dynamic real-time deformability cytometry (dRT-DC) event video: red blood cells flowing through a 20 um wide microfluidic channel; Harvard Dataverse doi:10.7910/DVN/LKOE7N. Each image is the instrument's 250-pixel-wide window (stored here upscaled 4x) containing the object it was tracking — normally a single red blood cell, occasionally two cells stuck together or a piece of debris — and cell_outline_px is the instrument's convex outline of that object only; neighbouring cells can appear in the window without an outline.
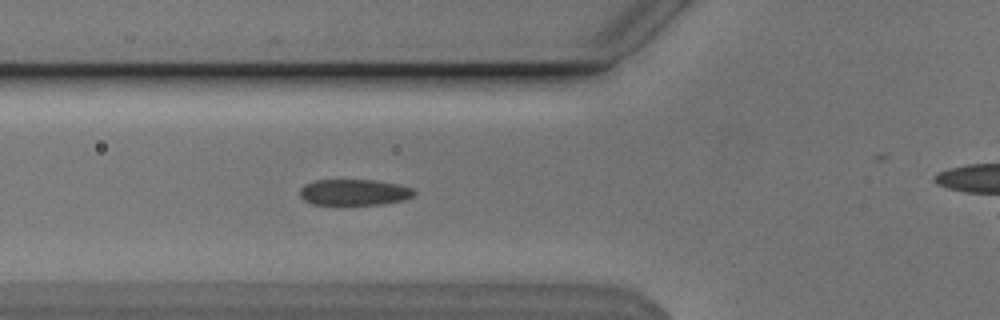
{"species": "Egyptian fruit bat (a non-hibernating species)", "species_latin": "Rousettus aegyptiacus", "temperature_condition": "cold", "stored_images_in_passage": 31, "camera_frame_rate_fps": 3000, "um_per_image_px": 0.085, "animal": {"sex": "male"}, "frame": {"image": 1, "passage_image": 5, "time_ms": 1.333, "image_size_px": [1000, 320], "cell_outline_px": [[416, 192], [412, 196], [404, 200], [384, 204], [312, 204], [304, 200], [300, 196], [300, 188], [304, 184], [316, 180], [372, 180], [396, 184], [412, 188]], "centroid_in_image_um": [30.08, 16.34], "position_along_channel_um": 95.7, "area_um2": 17.22}}
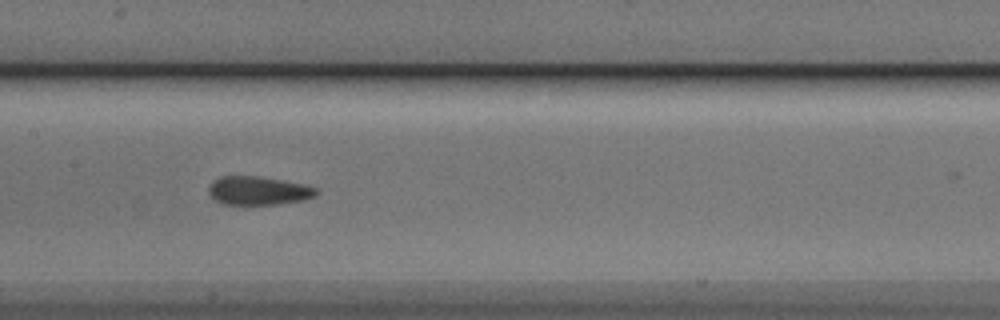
{"frame": {"image": 2, "passage_image": 12, "time_ms": 3.667, "image_size_px": [1000, 320], "cell_outline_px": [[320, 192], [316, 196], [304, 200], [276, 204], [224, 204], [216, 200], [208, 192], [208, 188], [220, 176], [256, 176], [280, 180], [300, 184], [316, 188]], "centroid_in_image_um": [21.98, 16.21], "position_along_channel_um": 185.4, "area_um2": 17.57}}
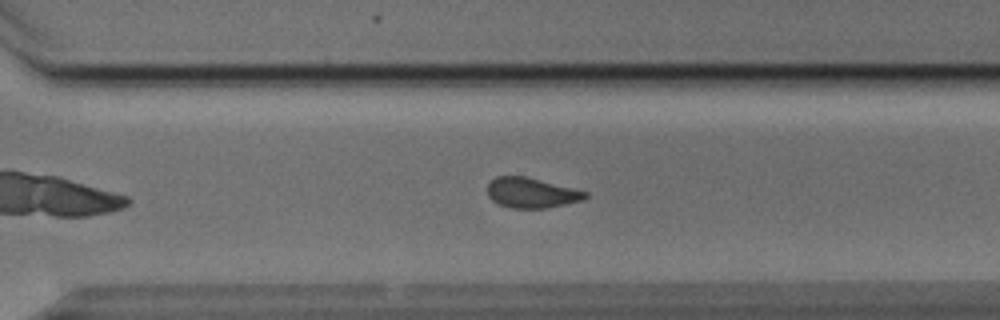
{"frame": {"image": 3, "passage_image": 23, "time_ms": 7.333, "image_size_px": [1000, 320], "cell_outline_px": [[588, 196], [584, 200], [544, 208], [512, 208], [500, 204], [492, 200], [488, 196], [488, 184], [496, 176], [524, 176], [588, 192]], "centroid_in_image_um": [45.17, 16.39], "position_along_channel_um": 325.4, "area_um2": 16.94}, "authors_computed_cell_mechanics": {"area_um2": 17.9758, "velocity_mm_per_s": 3.8366, "shape_relaxation_time_tau1_ms": 3.8074, "shape_relaxation_time_tau2_ms": 1.1624, "deformation_change_tau1": 0.1125, "deformation_change_tau2": 0.0772}}